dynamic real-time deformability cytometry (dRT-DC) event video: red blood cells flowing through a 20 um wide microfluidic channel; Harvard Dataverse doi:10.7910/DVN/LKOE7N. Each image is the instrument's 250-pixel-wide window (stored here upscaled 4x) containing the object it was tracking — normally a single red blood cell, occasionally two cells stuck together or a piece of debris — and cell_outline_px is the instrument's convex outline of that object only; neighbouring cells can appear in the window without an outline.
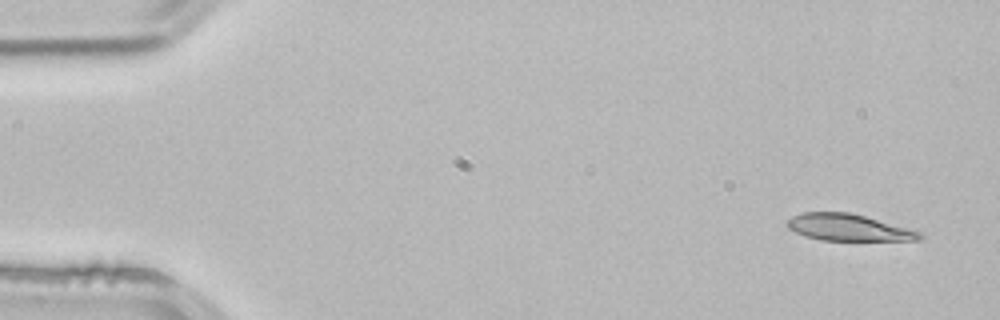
{"species": "common noctule bat (a hibernating species)", "species_latin": "Nyctalus noctula", "temperature_condition": "room temperature", "stored_images_in_passage": 4, "segment_of_instrument_passage": [2, 2], "camera_frame_rate_fps": 3000, "um_per_image_px": 0.085, "animal": {"sex": "male", "body_mass_g": 21.5, "forearm_length_mm": 52.0}, "frame": {"image": 1, "passage_image": 4, "time_ms": 1.0, "image_size_px": [1000, 320], "cell_outline_px": [[924, 236], [920, 240], [820, 240], [804, 236], [788, 228], [784, 224], [792, 216], [800, 212], [848, 212], [864, 216], [920, 232]], "centroid_in_image_um": [72.04, 19.33], "position_along_channel_um": 13.0, "area_um2": 20.4}}